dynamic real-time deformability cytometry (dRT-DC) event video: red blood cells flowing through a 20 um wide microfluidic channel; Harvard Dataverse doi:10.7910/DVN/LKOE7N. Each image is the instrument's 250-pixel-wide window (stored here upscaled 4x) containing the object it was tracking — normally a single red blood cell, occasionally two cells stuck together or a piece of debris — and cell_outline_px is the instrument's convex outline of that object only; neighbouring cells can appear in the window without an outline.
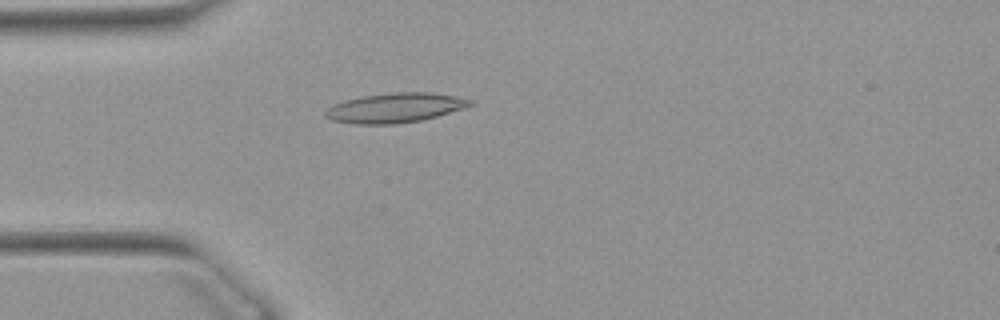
{"species": "Egyptian fruit bat (a non-hibernating species)", "species_latin": "Rousettus aegyptiacus", "temperature_condition": "warm", "stored_images_in_passage": 52, "camera_frame_rate_fps": 3000, "um_per_image_px": 0.085, "animal": {"sex": "female"}, "frame": {"image": 1, "passage_image": 14, "time_ms": 4.333, "image_size_px": [1000, 320], "cell_outline_px": [[476, 104], [464, 108], [436, 116], [420, 120], [396, 124], [352, 124], [332, 120], [324, 116], [324, 112], [332, 104], [344, 100], [364, 96], [392, 92], [432, 92], [476, 100]], "centroid_in_image_um": [33.59, 9.16], "position_along_channel_um": 51.4, "area_um2": 25.14}}
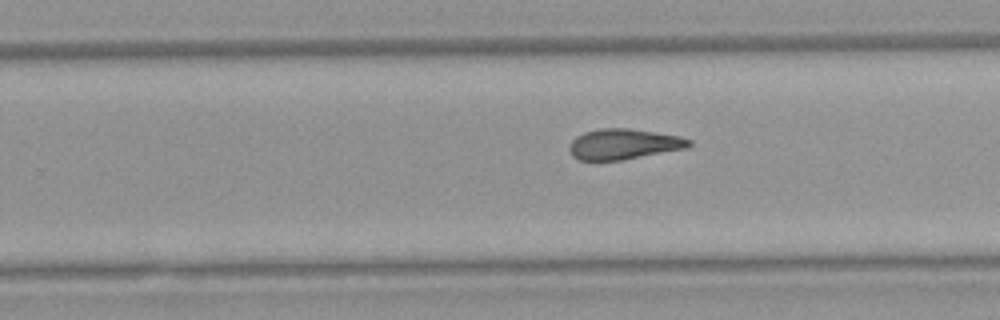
{"frame": {"image": 2, "passage_image": 32, "time_ms": 10.333, "image_size_px": [1000, 320], "cell_outline_px": [[692, 144], [688, 148], [620, 160], [580, 160], [572, 156], [568, 148], [572, 140], [576, 136], [584, 132], [600, 128], [628, 128], [680, 136], [692, 140]], "centroid_in_image_um": [53.01, 12.24], "position_along_channel_um": 276.8, "area_um2": 21.27}}
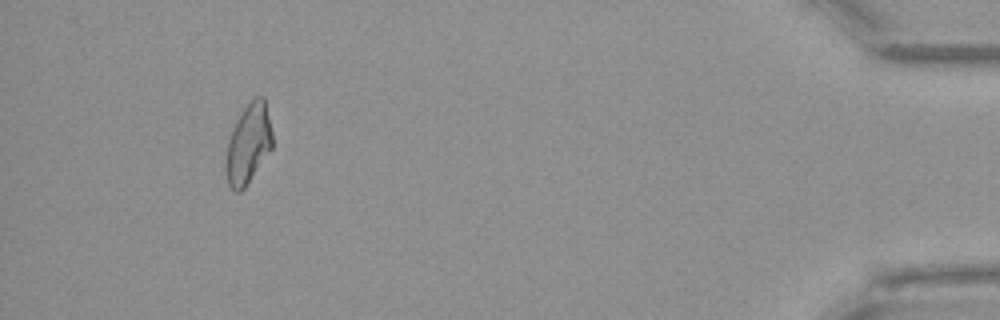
{"frame": {"image": 3, "passage_image": 48, "time_ms": 15.667, "image_size_px": [1000, 320], "cell_outline_px": [[272, 148], [244, 188], [240, 192], [236, 192], [228, 184], [228, 140], [236, 120], [244, 108], [256, 96], [264, 96], [272, 132]], "centroid_in_image_um": [21.15, 12.18], "position_along_channel_um": 414.1, "area_um2": 20.81}, "authors_computed_cell_mechanics": {"area_um2": 21.964, "velocity_mm_per_s": 3.9013, "shape_relaxation_time_tau1_ms": null, "shape_relaxation_time_tau2_ms": 3.5225, "deformation_change_tau1": null, "deformation_change_tau2": 0.1198}}